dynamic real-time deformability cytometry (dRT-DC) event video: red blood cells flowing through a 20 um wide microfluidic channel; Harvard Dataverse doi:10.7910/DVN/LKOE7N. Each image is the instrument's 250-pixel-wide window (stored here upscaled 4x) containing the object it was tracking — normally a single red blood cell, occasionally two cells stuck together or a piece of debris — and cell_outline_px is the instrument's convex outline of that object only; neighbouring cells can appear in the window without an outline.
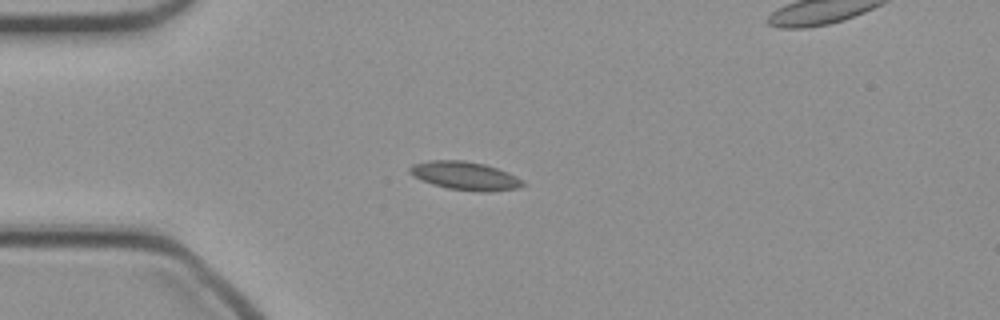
{"species": "common noctule bat (a hibernating species)", "species_latin": "Nyctalus noctula", "temperature_condition": "cold", "stored_images_in_passage": 37, "camera_frame_rate_fps": 3000, "um_per_image_px": 0.085, "animal": {"sex": "female", "body_mass_g": 21.9}, "frame": {"image": 1, "passage_image": 1, "time_ms": 0.0, "image_size_px": [1000, 320], "cell_outline_px": [[528, 184], [520, 188], [492, 192], [480, 192], [448, 188], [432, 184], [420, 180], [412, 176], [408, 172], [408, 168], [412, 164], [428, 160], [464, 160], [484, 164], [508, 172], [524, 180]], "centroid_in_image_um": [39.55, 14.95], "position_along_channel_um": 45.5, "area_um2": 19.07}}
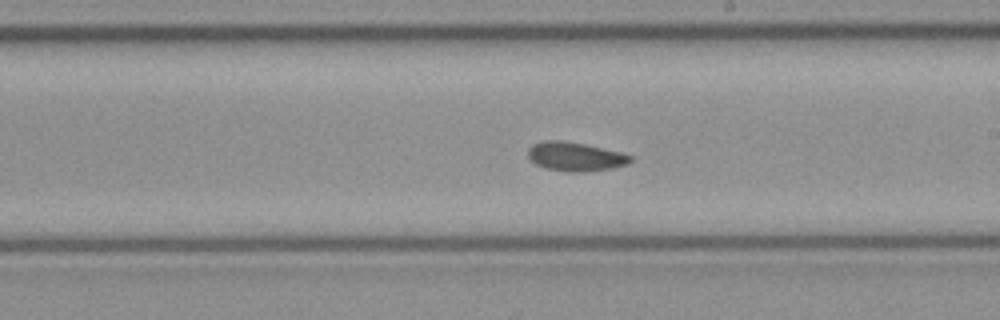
{"frame": {"image": 2, "passage_image": 16, "time_ms": 5.0, "image_size_px": [1000, 320], "cell_outline_px": [[632, 160], [628, 164], [612, 168], [584, 172], [568, 172], [544, 168], [536, 164], [528, 156], [528, 148], [532, 144], [544, 140], [560, 140], [584, 144], [620, 152], [632, 156]], "centroid_in_image_um": [48.88, 13.31], "position_along_channel_um": 240.1, "area_um2": 17.28}}
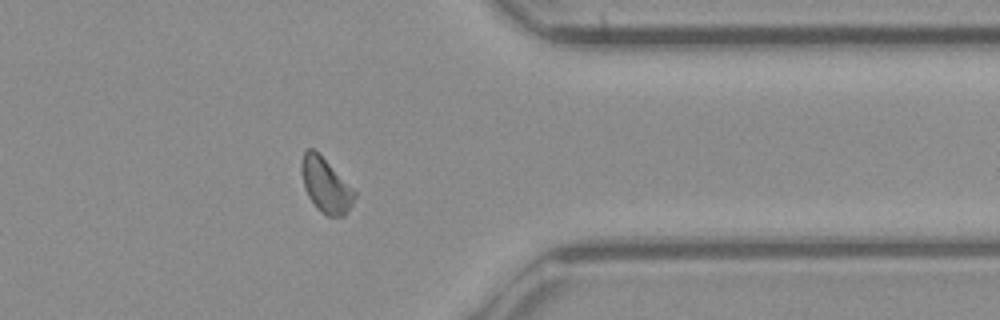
{"frame": {"image": 3, "passage_image": 27, "time_ms": 8.667, "image_size_px": [1000, 320], "cell_outline_px": [[356, 196], [352, 204], [344, 216], [328, 216], [320, 212], [316, 208], [308, 196], [304, 188], [300, 168], [300, 160], [304, 152], [308, 148], [312, 148], [356, 192]], "centroid_in_image_um": [27.65, 15.78], "position_along_channel_um": 383.8, "area_um2": 16.53}}